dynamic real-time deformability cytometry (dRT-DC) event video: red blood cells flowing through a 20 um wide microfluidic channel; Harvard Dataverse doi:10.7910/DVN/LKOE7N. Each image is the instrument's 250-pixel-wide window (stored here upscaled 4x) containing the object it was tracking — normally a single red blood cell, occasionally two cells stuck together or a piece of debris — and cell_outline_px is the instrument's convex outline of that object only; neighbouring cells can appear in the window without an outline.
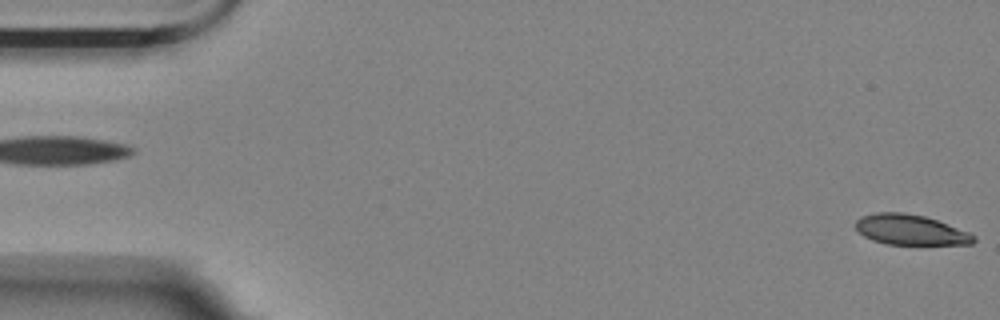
{"species": "Egyptian fruit bat (a non-hibernating species)", "species_latin": "Rousettus aegyptiacus", "temperature_condition": "room temperature", "stored_images_in_passage": 6, "camera_frame_rate_fps": 3000, "um_per_image_px": 0.085, "animal": {"sex": "female"}, "frame": {"image": 1, "passage_image": 6, "time_ms": 1.667, "image_size_px": [1000, 320], "cell_outline_px": [[976, 240], [972, 244], [888, 244], [872, 240], [864, 236], [856, 228], [856, 220], [860, 216], [876, 212], [900, 212], [924, 216], [936, 220], [968, 232], [976, 236]], "centroid_in_image_um": [77.37, 19.53], "position_along_channel_um": 7.6, "area_um2": 20.63}}